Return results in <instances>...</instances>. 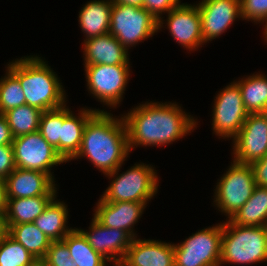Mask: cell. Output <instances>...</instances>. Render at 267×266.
I'll use <instances>...</instances> for the list:
<instances>
[{
  "instance_id": "cell-1",
  "label": "cell",
  "mask_w": 267,
  "mask_h": 266,
  "mask_svg": "<svg viewBox=\"0 0 267 266\" xmlns=\"http://www.w3.org/2000/svg\"><path fill=\"white\" fill-rule=\"evenodd\" d=\"M122 116L130 151L139 145L157 147L171 144L191 133L198 125L193 116L183 111L176 102H145Z\"/></svg>"
},
{
  "instance_id": "cell-2",
  "label": "cell",
  "mask_w": 267,
  "mask_h": 266,
  "mask_svg": "<svg viewBox=\"0 0 267 266\" xmlns=\"http://www.w3.org/2000/svg\"><path fill=\"white\" fill-rule=\"evenodd\" d=\"M114 117L97 111L87 121L80 149L71 160L86 157L104 175L122 166L130 152L127 129L122 116Z\"/></svg>"
},
{
  "instance_id": "cell-3",
  "label": "cell",
  "mask_w": 267,
  "mask_h": 266,
  "mask_svg": "<svg viewBox=\"0 0 267 266\" xmlns=\"http://www.w3.org/2000/svg\"><path fill=\"white\" fill-rule=\"evenodd\" d=\"M7 69L19 80L25 104L43 112L66 104V92L61 81L41 57L17 58L8 64Z\"/></svg>"
},
{
  "instance_id": "cell-4",
  "label": "cell",
  "mask_w": 267,
  "mask_h": 266,
  "mask_svg": "<svg viewBox=\"0 0 267 266\" xmlns=\"http://www.w3.org/2000/svg\"><path fill=\"white\" fill-rule=\"evenodd\" d=\"M267 262V227L240 226L223 222L220 266L225 263Z\"/></svg>"
},
{
  "instance_id": "cell-5",
  "label": "cell",
  "mask_w": 267,
  "mask_h": 266,
  "mask_svg": "<svg viewBox=\"0 0 267 266\" xmlns=\"http://www.w3.org/2000/svg\"><path fill=\"white\" fill-rule=\"evenodd\" d=\"M120 169L121 166L105 174L111 179L113 177L111 184L101 195L105 201L148 203L156 195L159 179L154 167L138 163L119 175Z\"/></svg>"
},
{
  "instance_id": "cell-6",
  "label": "cell",
  "mask_w": 267,
  "mask_h": 266,
  "mask_svg": "<svg viewBox=\"0 0 267 266\" xmlns=\"http://www.w3.org/2000/svg\"><path fill=\"white\" fill-rule=\"evenodd\" d=\"M158 31V20L144 7L113 2L109 33L127 50Z\"/></svg>"
},
{
  "instance_id": "cell-7",
  "label": "cell",
  "mask_w": 267,
  "mask_h": 266,
  "mask_svg": "<svg viewBox=\"0 0 267 266\" xmlns=\"http://www.w3.org/2000/svg\"><path fill=\"white\" fill-rule=\"evenodd\" d=\"M223 223L174 244V266H220Z\"/></svg>"
},
{
  "instance_id": "cell-8",
  "label": "cell",
  "mask_w": 267,
  "mask_h": 266,
  "mask_svg": "<svg viewBox=\"0 0 267 266\" xmlns=\"http://www.w3.org/2000/svg\"><path fill=\"white\" fill-rule=\"evenodd\" d=\"M232 162L216 185L213 201L228 220L249 200L256 186L251 166Z\"/></svg>"
},
{
  "instance_id": "cell-9",
  "label": "cell",
  "mask_w": 267,
  "mask_h": 266,
  "mask_svg": "<svg viewBox=\"0 0 267 266\" xmlns=\"http://www.w3.org/2000/svg\"><path fill=\"white\" fill-rule=\"evenodd\" d=\"M85 75L88 91L104 105L116 108L131 76L130 64L85 65Z\"/></svg>"
},
{
  "instance_id": "cell-10",
  "label": "cell",
  "mask_w": 267,
  "mask_h": 266,
  "mask_svg": "<svg viewBox=\"0 0 267 266\" xmlns=\"http://www.w3.org/2000/svg\"><path fill=\"white\" fill-rule=\"evenodd\" d=\"M12 146L16 168L45 172L54 179L51 168L65 162L39 131L13 138Z\"/></svg>"
},
{
  "instance_id": "cell-11",
  "label": "cell",
  "mask_w": 267,
  "mask_h": 266,
  "mask_svg": "<svg viewBox=\"0 0 267 266\" xmlns=\"http://www.w3.org/2000/svg\"><path fill=\"white\" fill-rule=\"evenodd\" d=\"M215 98L212 111L213 131L220 138L233 139L249 114L245 110L238 84L234 81L227 85Z\"/></svg>"
},
{
  "instance_id": "cell-12",
  "label": "cell",
  "mask_w": 267,
  "mask_h": 266,
  "mask_svg": "<svg viewBox=\"0 0 267 266\" xmlns=\"http://www.w3.org/2000/svg\"><path fill=\"white\" fill-rule=\"evenodd\" d=\"M234 162L247 164L267 155V119L262 113H249L232 139Z\"/></svg>"
},
{
  "instance_id": "cell-13",
  "label": "cell",
  "mask_w": 267,
  "mask_h": 266,
  "mask_svg": "<svg viewBox=\"0 0 267 266\" xmlns=\"http://www.w3.org/2000/svg\"><path fill=\"white\" fill-rule=\"evenodd\" d=\"M197 4L204 44L224 33L241 18L240 0H202Z\"/></svg>"
},
{
  "instance_id": "cell-14",
  "label": "cell",
  "mask_w": 267,
  "mask_h": 266,
  "mask_svg": "<svg viewBox=\"0 0 267 266\" xmlns=\"http://www.w3.org/2000/svg\"><path fill=\"white\" fill-rule=\"evenodd\" d=\"M167 14V28L176 42L181 44V47L195 51L199 46L204 45L197 4L181 3Z\"/></svg>"
},
{
  "instance_id": "cell-15",
  "label": "cell",
  "mask_w": 267,
  "mask_h": 266,
  "mask_svg": "<svg viewBox=\"0 0 267 266\" xmlns=\"http://www.w3.org/2000/svg\"><path fill=\"white\" fill-rule=\"evenodd\" d=\"M89 231L79 229L90 246L105 259L119 266L124 259L133 238L121 229L103 226L94 217Z\"/></svg>"
},
{
  "instance_id": "cell-16",
  "label": "cell",
  "mask_w": 267,
  "mask_h": 266,
  "mask_svg": "<svg viewBox=\"0 0 267 266\" xmlns=\"http://www.w3.org/2000/svg\"><path fill=\"white\" fill-rule=\"evenodd\" d=\"M7 199L57 196L54 179L45 172L15 168L4 180Z\"/></svg>"
},
{
  "instance_id": "cell-17",
  "label": "cell",
  "mask_w": 267,
  "mask_h": 266,
  "mask_svg": "<svg viewBox=\"0 0 267 266\" xmlns=\"http://www.w3.org/2000/svg\"><path fill=\"white\" fill-rule=\"evenodd\" d=\"M146 206L147 203L139 202H107L101 197L93 217L103 226L126 231L134 239L137 237L134 225L142 217Z\"/></svg>"
},
{
  "instance_id": "cell-18",
  "label": "cell",
  "mask_w": 267,
  "mask_h": 266,
  "mask_svg": "<svg viewBox=\"0 0 267 266\" xmlns=\"http://www.w3.org/2000/svg\"><path fill=\"white\" fill-rule=\"evenodd\" d=\"M119 266H174V244L136 237Z\"/></svg>"
},
{
  "instance_id": "cell-19",
  "label": "cell",
  "mask_w": 267,
  "mask_h": 266,
  "mask_svg": "<svg viewBox=\"0 0 267 266\" xmlns=\"http://www.w3.org/2000/svg\"><path fill=\"white\" fill-rule=\"evenodd\" d=\"M84 66L129 64L128 50L110 33L84 40Z\"/></svg>"
},
{
  "instance_id": "cell-20",
  "label": "cell",
  "mask_w": 267,
  "mask_h": 266,
  "mask_svg": "<svg viewBox=\"0 0 267 266\" xmlns=\"http://www.w3.org/2000/svg\"><path fill=\"white\" fill-rule=\"evenodd\" d=\"M104 111L99 109H81L79 116L63 105V125L61 126V139H60V156L65 162L77 154L80 149L83 131L87 121L97 112Z\"/></svg>"
},
{
  "instance_id": "cell-21",
  "label": "cell",
  "mask_w": 267,
  "mask_h": 266,
  "mask_svg": "<svg viewBox=\"0 0 267 266\" xmlns=\"http://www.w3.org/2000/svg\"><path fill=\"white\" fill-rule=\"evenodd\" d=\"M112 5V0H92L82 7L78 21L84 40L109 33Z\"/></svg>"
},
{
  "instance_id": "cell-22",
  "label": "cell",
  "mask_w": 267,
  "mask_h": 266,
  "mask_svg": "<svg viewBox=\"0 0 267 266\" xmlns=\"http://www.w3.org/2000/svg\"><path fill=\"white\" fill-rule=\"evenodd\" d=\"M55 197L33 222L50 241L63 240L74 228L67 225V205Z\"/></svg>"
},
{
  "instance_id": "cell-23",
  "label": "cell",
  "mask_w": 267,
  "mask_h": 266,
  "mask_svg": "<svg viewBox=\"0 0 267 266\" xmlns=\"http://www.w3.org/2000/svg\"><path fill=\"white\" fill-rule=\"evenodd\" d=\"M55 197L57 196L7 199L5 218L8 229L12 225L33 223Z\"/></svg>"
},
{
  "instance_id": "cell-24",
  "label": "cell",
  "mask_w": 267,
  "mask_h": 266,
  "mask_svg": "<svg viewBox=\"0 0 267 266\" xmlns=\"http://www.w3.org/2000/svg\"><path fill=\"white\" fill-rule=\"evenodd\" d=\"M230 221L240 226H267V187L256 185L249 200Z\"/></svg>"
},
{
  "instance_id": "cell-25",
  "label": "cell",
  "mask_w": 267,
  "mask_h": 266,
  "mask_svg": "<svg viewBox=\"0 0 267 266\" xmlns=\"http://www.w3.org/2000/svg\"><path fill=\"white\" fill-rule=\"evenodd\" d=\"M239 86L245 110L248 113H262L267 106V77L252 74L236 81Z\"/></svg>"
},
{
  "instance_id": "cell-26",
  "label": "cell",
  "mask_w": 267,
  "mask_h": 266,
  "mask_svg": "<svg viewBox=\"0 0 267 266\" xmlns=\"http://www.w3.org/2000/svg\"><path fill=\"white\" fill-rule=\"evenodd\" d=\"M35 259L44 258L51 241L34 223L12 225L8 233Z\"/></svg>"
},
{
  "instance_id": "cell-27",
  "label": "cell",
  "mask_w": 267,
  "mask_h": 266,
  "mask_svg": "<svg viewBox=\"0 0 267 266\" xmlns=\"http://www.w3.org/2000/svg\"><path fill=\"white\" fill-rule=\"evenodd\" d=\"M63 241L67 244L70 257L77 266H106L108 260L96 252L88 243L86 237L78 229H73Z\"/></svg>"
},
{
  "instance_id": "cell-28",
  "label": "cell",
  "mask_w": 267,
  "mask_h": 266,
  "mask_svg": "<svg viewBox=\"0 0 267 266\" xmlns=\"http://www.w3.org/2000/svg\"><path fill=\"white\" fill-rule=\"evenodd\" d=\"M42 112L40 109L27 104L5 112L4 115L13 138L38 131Z\"/></svg>"
},
{
  "instance_id": "cell-29",
  "label": "cell",
  "mask_w": 267,
  "mask_h": 266,
  "mask_svg": "<svg viewBox=\"0 0 267 266\" xmlns=\"http://www.w3.org/2000/svg\"><path fill=\"white\" fill-rule=\"evenodd\" d=\"M0 79V114L24 105L25 95L19 80L8 69Z\"/></svg>"
},
{
  "instance_id": "cell-30",
  "label": "cell",
  "mask_w": 267,
  "mask_h": 266,
  "mask_svg": "<svg viewBox=\"0 0 267 266\" xmlns=\"http://www.w3.org/2000/svg\"><path fill=\"white\" fill-rule=\"evenodd\" d=\"M62 125L63 106L42 112L38 131L59 155Z\"/></svg>"
},
{
  "instance_id": "cell-31",
  "label": "cell",
  "mask_w": 267,
  "mask_h": 266,
  "mask_svg": "<svg viewBox=\"0 0 267 266\" xmlns=\"http://www.w3.org/2000/svg\"><path fill=\"white\" fill-rule=\"evenodd\" d=\"M35 258L9 234L0 243V266H27Z\"/></svg>"
},
{
  "instance_id": "cell-32",
  "label": "cell",
  "mask_w": 267,
  "mask_h": 266,
  "mask_svg": "<svg viewBox=\"0 0 267 266\" xmlns=\"http://www.w3.org/2000/svg\"><path fill=\"white\" fill-rule=\"evenodd\" d=\"M70 256L67 244L63 240L51 241L43 259L47 266H77Z\"/></svg>"
},
{
  "instance_id": "cell-33",
  "label": "cell",
  "mask_w": 267,
  "mask_h": 266,
  "mask_svg": "<svg viewBox=\"0 0 267 266\" xmlns=\"http://www.w3.org/2000/svg\"><path fill=\"white\" fill-rule=\"evenodd\" d=\"M241 18L253 22L263 23L267 29V0H240Z\"/></svg>"
},
{
  "instance_id": "cell-34",
  "label": "cell",
  "mask_w": 267,
  "mask_h": 266,
  "mask_svg": "<svg viewBox=\"0 0 267 266\" xmlns=\"http://www.w3.org/2000/svg\"><path fill=\"white\" fill-rule=\"evenodd\" d=\"M180 2V0H144L143 7L158 20V30H161L165 24L161 17L162 13H168L179 6Z\"/></svg>"
},
{
  "instance_id": "cell-35",
  "label": "cell",
  "mask_w": 267,
  "mask_h": 266,
  "mask_svg": "<svg viewBox=\"0 0 267 266\" xmlns=\"http://www.w3.org/2000/svg\"><path fill=\"white\" fill-rule=\"evenodd\" d=\"M16 168L12 145L0 146V179L5 180Z\"/></svg>"
},
{
  "instance_id": "cell-36",
  "label": "cell",
  "mask_w": 267,
  "mask_h": 266,
  "mask_svg": "<svg viewBox=\"0 0 267 266\" xmlns=\"http://www.w3.org/2000/svg\"><path fill=\"white\" fill-rule=\"evenodd\" d=\"M250 166L253 170L255 184L267 187V155L251 163Z\"/></svg>"
},
{
  "instance_id": "cell-37",
  "label": "cell",
  "mask_w": 267,
  "mask_h": 266,
  "mask_svg": "<svg viewBox=\"0 0 267 266\" xmlns=\"http://www.w3.org/2000/svg\"><path fill=\"white\" fill-rule=\"evenodd\" d=\"M13 136L4 114H0V146L12 145Z\"/></svg>"
},
{
  "instance_id": "cell-38",
  "label": "cell",
  "mask_w": 267,
  "mask_h": 266,
  "mask_svg": "<svg viewBox=\"0 0 267 266\" xmlns=\"http://www.w3.org/2000/svg\"><path fill=\"white\" fill-rule=\"evenodd\" d=\"M7 209V195L5 181L0 179V215H5Z\"/></svg>"
},
{
  "instance_id": "cell-39",
  "label": "cell",
  "mask_w": 267,
  "mask_h": 266,
  "mask_svg": "<svg viewBox=\"0 0 267 266\" xmlns=\"http://www.w3.org/2000/svg\"><path fill=\"white\" fill-rule=\"evenodd\" d=\"M9 229L5 215H0V243L8 235Z\"/></svg>"
},
{
  "instance_id": "cell-40",
  "label": "cell",
  "mask_w": 267,
  "mask_h": 266,
  "mask_svg": "<svg viewBox=\"0 0 267 266\" xmlns=\"http://www.w3.org/2000/svg\"><path fill=\"white\" fill-rule=\"evenodd\" d=\"M112 2L143 7L144 0H112Z\"/></svg>"
},
{
  "instance_id": "cell-41",
  "label": "cell",
  "mask_w": 267,
  "mask_h": 266,
  "mask_svg": "<svg viewBox=\"0 0 267 266\" xmlns=\"http://www.w3.org/2000/svg\"><path fill=\"white\" fill-rule=\"evenodd\" d=\"M27 266H47L46 261L43 258H36Z\"/></svg>"
},
{
  "instance_id": "cell-42",
  "label": "cell",
  "mask_w": 267,
  "mask_h": 266,
  "mask_svg": "<svg viewBox=\"0 0 267 266\" xmlns=\"http://www.w3.org/2000/svg\"><path fill=\"white\" fill-rule=\"evenodd\" d=\"M262 114L265 116V118L267 119V106L265 107V109L263 110Z\"/></svg>"
},
{
  "instance_id": "cell-43",
  "label": "cell",
  "mask_w": 267,
  "mask_h": 266,
  "mask_svg": "<svg viewBox=\"0 0 267 266\" xmlns=\"http://www.w3.org/2000/svg\"><path fill=\"white\" fill-rule=\"evenodd\" d=\"M263 34H264V38H265V42H267V29L263 32Z\"/></svg>"
}]
</instances>
